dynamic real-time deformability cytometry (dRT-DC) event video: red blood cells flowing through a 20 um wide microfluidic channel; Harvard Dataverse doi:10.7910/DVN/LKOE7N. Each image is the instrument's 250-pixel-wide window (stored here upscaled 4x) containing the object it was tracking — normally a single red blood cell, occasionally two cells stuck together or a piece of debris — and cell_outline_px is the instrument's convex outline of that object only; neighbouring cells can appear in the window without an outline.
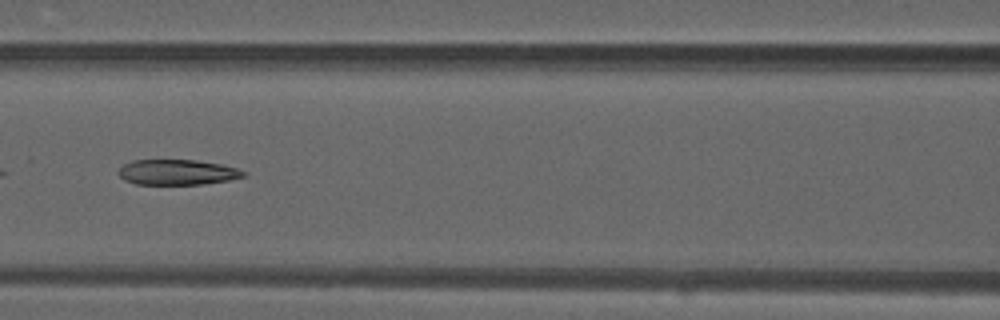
{"species": "common noctule bat (a hibernating species)", "species_latin": "Nyctalus noctula", "temperature_condition": "warm", "stored_images_in_passage": 12, "camera_frame_rate_fps": 3000, "um_per_image_px": 0.085, "animal": {"sex": "male", "forearm_length_mm": 52.5}, "frame": {"image": 1, "passage_image": 10, "time_ms": 3.0, "image_size_px": [1000, 320], "cell_outline_px": [[248, 176], [228, 180], [204, 184], [136, 184], [124, 180], [116, 172], [124, 164], [132, 160], [196, 160], [220, 164], [236, 168], [248, 172]], "centroid_in_image_um": [15.08, 14.64], "position_along_channel_um": 151.5, "area_um2": 18.55}}